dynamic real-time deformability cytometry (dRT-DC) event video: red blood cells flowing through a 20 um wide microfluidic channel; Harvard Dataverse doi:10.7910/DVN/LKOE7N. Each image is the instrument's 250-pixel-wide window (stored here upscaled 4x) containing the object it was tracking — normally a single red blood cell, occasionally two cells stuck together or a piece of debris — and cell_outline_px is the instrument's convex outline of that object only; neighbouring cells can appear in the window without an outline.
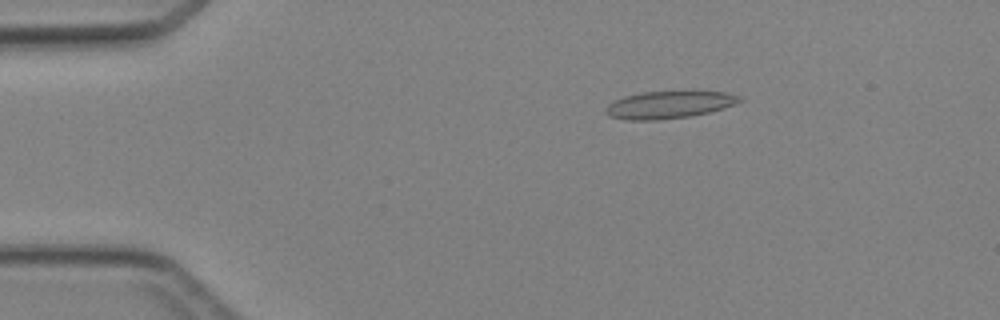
{"species": "Egyptian fruit bat (a non-hibernating species)", "species_latin": "Rousettus aegyptiacus", "temperature_condition": "cold", "stored_images_in_passage": 3, "camera_frame_rate_fps": 3000, "um_per_image_px": 0.085, "animal": {"sex": "female"}, "frame": {"image": 1, "passage_image": 2, "time_ms": 1.0, "image_size_px": [1000, 320], "cell_outline_px": [[744, 100], [708, 112], [692, 116], [660, 120], [628, 120], [608, 116], [604, 112], [604, 108], [612, 100], [624, 96], [644, 92], [692, 88], [728, 92], [740, 96]], "centroid_in_image_um": [56.88, 8.85], "position_along_channel_um": 28.1, "area_um2": 22.43}}
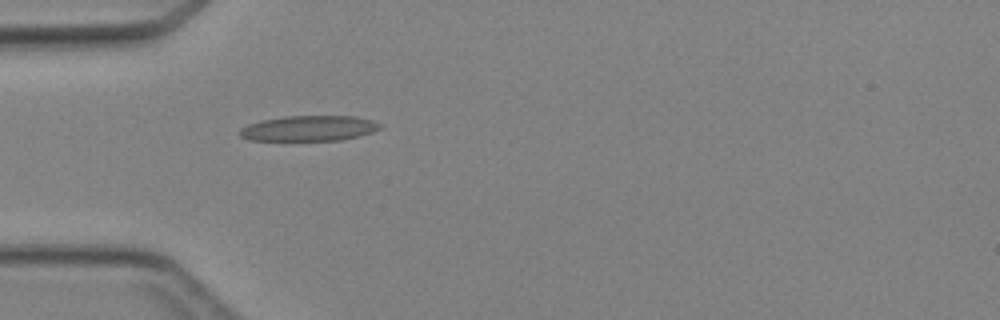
{"frame": {"image": 2, "passage_image": 3, "time_ms": 3.0, "image_size_px": [1000, 320], "cell_outline_px": [[380, 128], [372, 132], [360, 136], [340, 140], [248, 140], [240, 136], [240, 128], [248, 124], [260, 120], [284, 116], [356, 116], [372, 120], [380, 124]], "centroid_in_image_um": [26.24, 10.9], "position_along_channel_um": 58.8, "area_um2": 20.75}}